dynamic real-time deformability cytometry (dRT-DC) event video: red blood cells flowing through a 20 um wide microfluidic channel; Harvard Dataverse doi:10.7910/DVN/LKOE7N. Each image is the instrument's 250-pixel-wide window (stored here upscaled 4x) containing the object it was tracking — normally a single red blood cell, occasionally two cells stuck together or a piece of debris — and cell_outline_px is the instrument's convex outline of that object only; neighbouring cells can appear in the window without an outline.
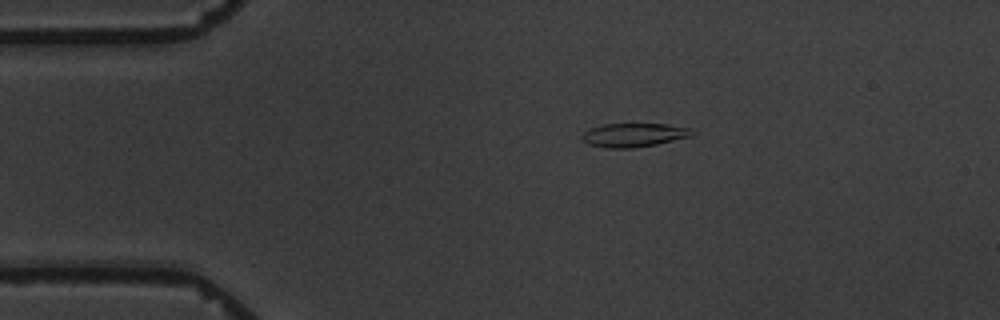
{"species": "common noctule bat (a hibernating species)", "species_latin": "Nyctalus noctula", "temperature_condition": "warm", "stored_images_in_passage": 5, "camera_frame_rate_fps": 3000, "um_per_image_px": 0.085, "animal": {"sex": "male", "body_mass_g": 19.5, "forearm_length_mm": 54.6}, "frame": {"image": 1, "passage_image": 1, "time_ms": 0.0, "image_size_px": [1000, 320], "cell_outline_px": [[696, 132], [692, 136], [656, 144], [632, 148], [608, 148], [588, 144], [580, 136], [588, 128], [604, 124], [668, 124], [692, 128]], "centroid_in_image_um": [53.9, 11.47], "position_along_channel_um": 31.1, "area_um2": 15.32}}
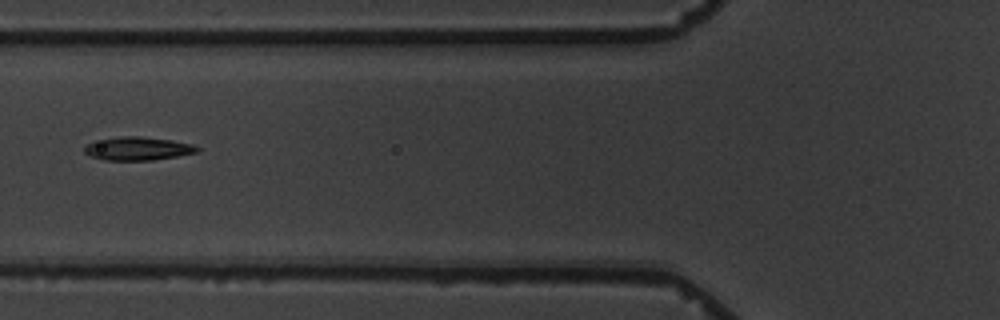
{"frame": {"image": 2, "passage_image": 4, "time_ms": 3.667, "image_size_px": [1000, 320], "cell_outline_px": [[200, 152], [152, 160], [104, 160], [92, 156], [84, 152], [84, 144], [92, 140], [120, 136], [140, 136], [172, 140], [192, 144], [200, 148]], "centroid_in_image_um": [11.68, 12.61], "position_along_channel_um": 114.1, "area_um2": 15.55}}
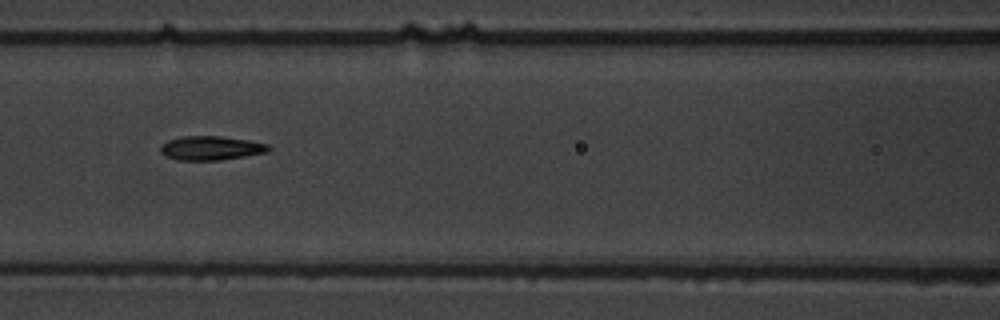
{"frame": {"image": 3, "passage_image": 5, "time_ms": 4.667, "image_size_px": [1000, 320], "cell_outline_px": [[272, 148], [268, 152], [220, 160], [176, 160], [164, 156], [160, 152], [160, 144], [168, 140], [180, 136], [220, 136], [248, 140], [268, 144]], "centroid_in_image_um": [17.89, 12.58], "position_along_channel_um": 148.7, "area_um2": 15.32}}